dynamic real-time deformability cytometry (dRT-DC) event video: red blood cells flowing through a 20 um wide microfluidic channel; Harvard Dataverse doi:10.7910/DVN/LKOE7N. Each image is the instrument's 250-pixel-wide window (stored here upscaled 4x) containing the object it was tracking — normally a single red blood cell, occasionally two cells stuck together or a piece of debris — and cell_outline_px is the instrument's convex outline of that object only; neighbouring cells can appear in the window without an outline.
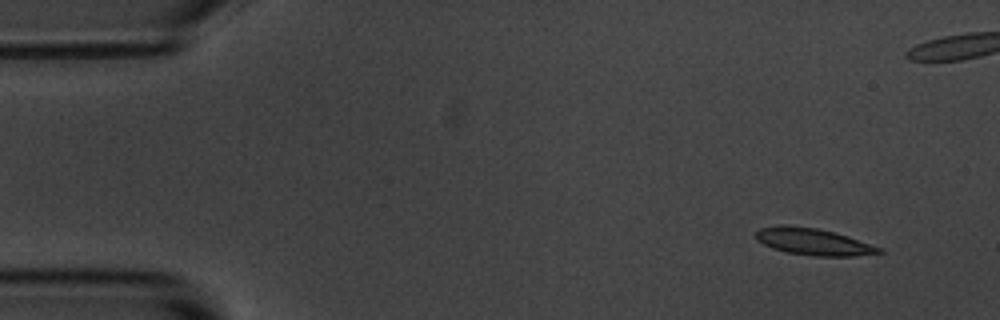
{"species": "common noctule bat (a hibernating species)", "species_latin": "Nyctalus noctula", "temperature_condition": "room temperature", "stored_images_in_passage": 6, "camera_frame_rate_fps": 3000, "um_per_image_px": 0.085, "animal": {"sex": "male", "body_mass_g": 20.1, "forearm_length_mm": 53.5}, "frame": {"image": 1, "passage_image": 2, "time_ms": 1.333, "image_size_px": [1000, 320], "cell_outline_px": [[884, 252], [856, 256], [816, 256], [788, 252], [772, 248], [756, 240], [756, 232], [760, 228], [780, 224], [784, 224], [816, 228], [836, 232], [848, 236], [880, 248]], "centroid_in_image_um": [69.1, 20.53], "position_along_channel_um": 15.9, "area_um2": 19.13}}